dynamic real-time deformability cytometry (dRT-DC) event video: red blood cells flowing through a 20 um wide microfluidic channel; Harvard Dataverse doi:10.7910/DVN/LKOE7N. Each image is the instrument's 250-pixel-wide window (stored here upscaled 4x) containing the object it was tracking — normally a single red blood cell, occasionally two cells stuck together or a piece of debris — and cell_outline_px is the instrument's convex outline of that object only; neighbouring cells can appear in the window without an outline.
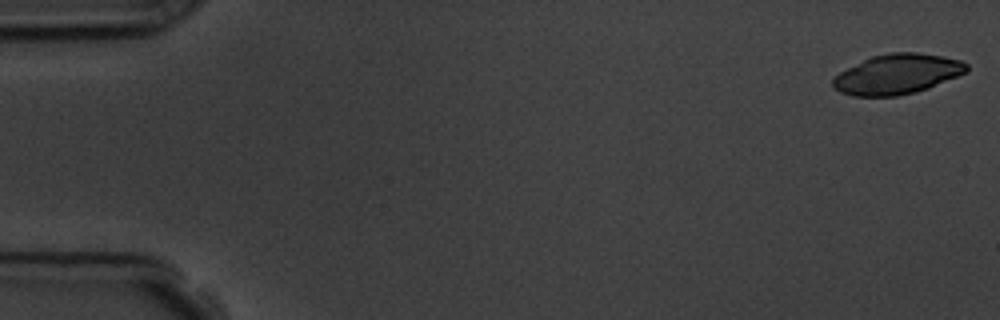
{"species": "common noctule bat (a hibernating species)", "species_latin": "Nyctalus noctula", "temperature_condition": "room temperature", "stored_images_in_passage": 10, "camera_frame_rate_fps": 3000, "um_per_image_px": 0.085, "animal": {"sex": "male", "body_mass_g": 19.5, "forearm_length_mm": 54.6}, "frame": {"image": 1, "passage_image": 1, "time_ms": 0.0, "image_size_px": [1000, 320], "cell_outline_px": [[968, 72], [928, 88], [916, 92], [896, 96], [852, 96], [840, 92], [832, 88], [832, 80], [840, 72], [872, 56], [892, 52], [916, 52], [940, 56], [960, 60], [968, 64]], "centroid_in_image_um": [76.27, 6.31], "position_along_channel_um": 8.7, "area_um2": 31.04}}